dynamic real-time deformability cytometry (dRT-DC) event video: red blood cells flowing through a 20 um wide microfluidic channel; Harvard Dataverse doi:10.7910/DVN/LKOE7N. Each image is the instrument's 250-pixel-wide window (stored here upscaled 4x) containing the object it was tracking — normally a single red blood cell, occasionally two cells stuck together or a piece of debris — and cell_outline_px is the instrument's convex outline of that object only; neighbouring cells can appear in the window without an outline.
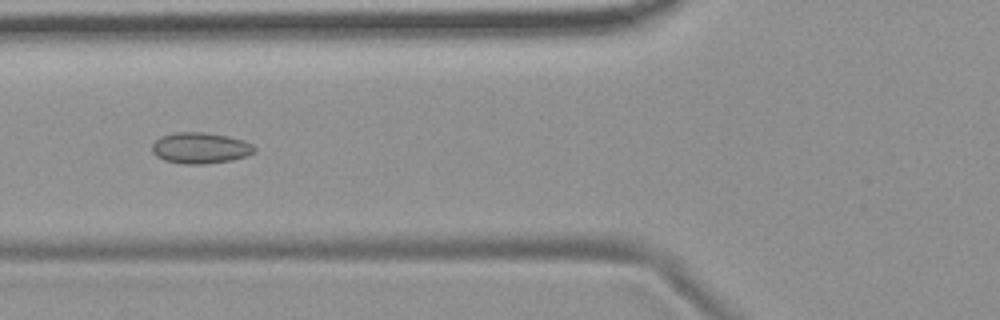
{"species": "common noctule bat (a hibernating species)", "species_latin": "Nyctalus noctula", "temperature_condition": "room temperature", "stored_images_in_passage": 7, "camera_frame_rate_fps": 3000, "um_per_image_px": 0.085, "animal": {"sex": "female", "body_mass_g": 19.9}, "frame": {"image": 1, "passage_image": 6, "time_ms": 5.667, "image_size_px": [1000, 320], "cell_outline_px": [[256, 148], [252, 152], [244, 156], [232, 160], [204, 164], [184, 164], [164, 160], [156, 156], [152, 152], [152, 144], [160, 136], [176, 132], [204, 132], [228, 136], [244, 140], [252, 144]], "centroid_in_image_um": [17.0, 12.57], "position_along_channel_um": 108.8, "area_um2": 18.5}}
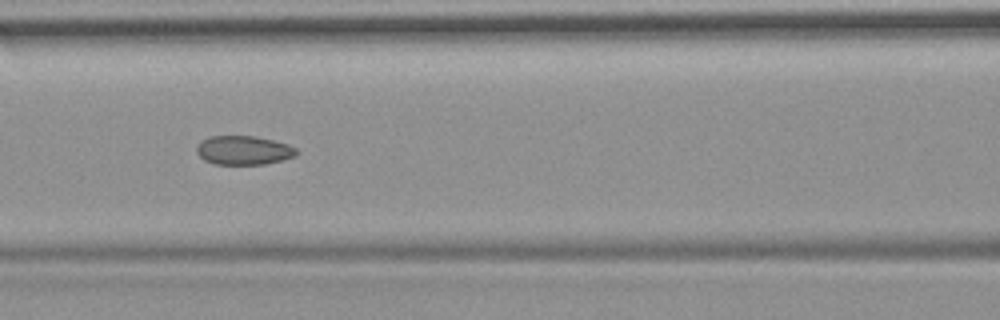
{"frame": {"image": 2, "passage_image": 7, "time_ms": 6.667, "image_size_px": [1000, 320], "cell_outline_px": [[300, 152], [296, 156], [284, 160], [264, 164], [212, 164], [204, 160], [196, 152], [196, 148], [204, 140], [212, 136], [256, 136], [288, 144], [296, 148]], "centroid_in_image_um": [20.76, 12.78], "position_along_channel_um": 145.8, "area_um2": 16.88}}